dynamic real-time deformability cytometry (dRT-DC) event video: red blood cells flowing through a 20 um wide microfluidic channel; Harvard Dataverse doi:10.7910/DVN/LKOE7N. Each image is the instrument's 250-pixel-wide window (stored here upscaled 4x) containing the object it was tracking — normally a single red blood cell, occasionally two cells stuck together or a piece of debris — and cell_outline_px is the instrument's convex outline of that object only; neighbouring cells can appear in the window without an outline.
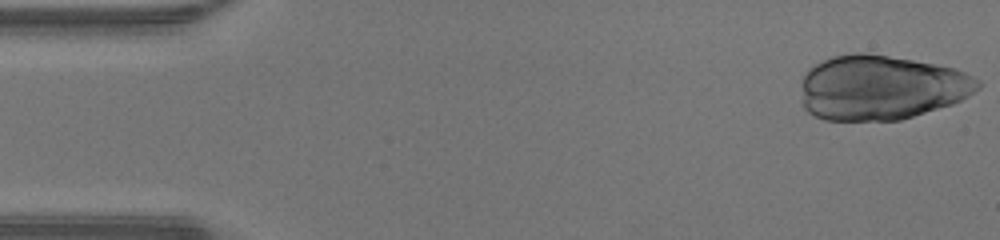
{"species": "human", "species_latin": "Homo sapiens", "temperature_condition": "warm", "stored_images_in_passage": 39, "camera_frame_rate_fps": 3000, "um_per_image_px": 0.085, "donor": {"sex": "male"}, "frame": {"image": 1, "passage_image": 1, "time_ms": 0.0, "image_size_px": [1000, 240], "cell_outline_px": [[980, 88], [968, 96], [952, 104], [900, 120], [824, 120], [808, 112], [804, 108], [804, 72], [808, 68], [832, 56], [856, 52], [868, 52], [936, 64], [956, 68], [980, 80]], "centroid_in_image_um": [74.93, 7.43], "position_along_channel_um": 10.1, "area_um2": 66.59}}